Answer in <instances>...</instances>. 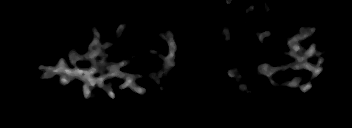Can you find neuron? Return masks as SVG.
<instances>
[{"mask_svg":"<svg viewBox=\"0 0 352 128\" xmlns=\"http://www.w3.org/2000/svg\"><path fill=\"white\" fill-rule=\"evenodd\" d=\"M246 0H238L240 5H243L245 3ZM125 25H127L126 23H122L121 25H119V27H117L116 32L118 33L119 36H121L122 34H124V28ZM130 26L127 25V28H129ZM316 28V26H313L312 28H301V30L299 31L297 36H293V38L289 39L288 36H285L286 38H288V47L290 52H288V57H290V59H296V62H292L291 64H285L282 65L280 67H274V66H270L269 64L265 63L264 65H261L260 68H257L258 71H256V75L257 76H261V74L265 75L267 78L270 79V81L272 82V77L277 75V72H280L281 70H285V69H289L290 67L293 68L294 70H304L307 69L309 71L312 72V78H315L320 72L323 71L322 67L320 66L323 63V58H318L319 60L317 61V65H314V63H312L311 61H307L308 58H310L311 56H313V54L315 53V50L317 48L316 42L312 41L311 45H310V49L304 53L303 55H300L302 52V46H301V41H303V38H307L310 37V35H313L314 33V29ZM169 29V30H168ZM92 32L94 34L95 39L92 41V43L88 44L89 45V51L87 54L80 56L78 55L74 49H70V53H69V58L71 63L74 65L75 64V68L71 69L67 66L66 60L64 58L59 59L58 61V65H56L55 67H52L50 65H48L47 67H43L41 64L39 65V69L42 70L43 75L45 76V79H51L50 76L52 75H59L60 77L58 78V81L63 84V85H67L68 82L73 81V80H83L85 81L84 86L82 87L81 91L83 92V98L84 99H88L89 96L91 94H95L92 93L91 89L95 88L96 85H100V87L102 88L101 90L106 91L107 95H109L112 99L115 98V95L113 93L112 88L110 87V89H105V84L103 82V80L108 79V78H115V77H121L124 78L125 82L123 85H120L119 88L123 89V88H131L133 91L137 92L138 94H144L145 92H148L147 89L145 88H141L139 86L136 85L135 82V78H140V74H137V72L135 74H129V73H122L119 72L118 69L127 65V63H131L130 61H133L134 58H130V60H128V62H122L121 64H110L107 65V62H104L101 67H98V65H96L95 63H90L91 67L90 69H86L83 70L80 68L79 65H76V62L81 60V59H85V60H89L90 58L93 57H104V55L107 54H102L101 50L104 48H108L111 47L113 42H109L106 44H101L100 43V36L98 34V32L96 31V29H92ZM175 33H173L172 31H170V28H167V30L162 31V33H159V36L166 40L169 43V55L168 57L165 59V66L162 67V71L166 70H171L172 66L175 65V67L177 66L176 64H174V59H175V55H176V44L174 43L173 37H174ZM222 35H224L225 37H228L229 39L232 37V34H229L227 32V30H224L222 32ZM273 35L272 33H270L269 31H265L262 34L258 35V38L260 39V42H263L264 38ZM153 52L157 55L162 57V54L158 51H155L153 49ZM165 68V69H164ZM102 70H110L109 74H105L102 72ZM229 76L235 77V78H239L241 76L240 72H234V71H229L227 72ZM94 74H101L100 77L98 78H94L93 75ZM293 83H294V87H298L300 88L301 91L306 92L309 89H311L312 84L310 81H308V83L304 86L299 84L298 78H296V76H294L293 79Z\"/></svg>","mask_w":352,"mask_h":128,"instance_id":"obj_1","label":"neuron"}]
</instances>
